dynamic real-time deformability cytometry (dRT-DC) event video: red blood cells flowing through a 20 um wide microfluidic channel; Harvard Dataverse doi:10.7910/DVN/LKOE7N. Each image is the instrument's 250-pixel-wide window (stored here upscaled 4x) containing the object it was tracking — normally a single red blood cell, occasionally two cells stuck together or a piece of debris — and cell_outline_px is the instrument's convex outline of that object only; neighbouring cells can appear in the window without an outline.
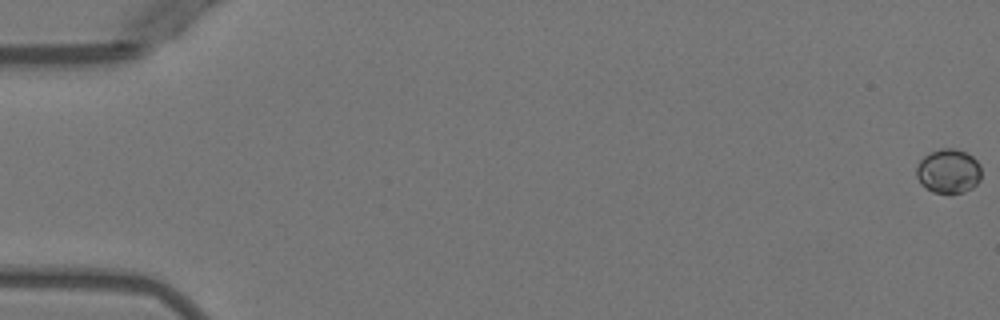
{"species": "Egyptian fruit bat (a non-hibernating species)", "species_latin": "Rousettus aegyptiacus", "temperature_condition": "warm", "stored_images_in_passage": 6, "camera_frame_rate_fps": 3000, "um_per_image_px": 0.085, "animal": {"sex": "female"}, "frame": {"image": 1, "passage_image": 1, "time_ms": 0.0, "image_size_px": [1000, 320], "cell_outline_px": [[980, 180], [972, 188], [964, 192], [932, 192], [920, 184], [916, 176], [916, 168], [920, 160], [924, 156], [940, 148], [952, 148], [964, 152], [972, 156], [980, 164]], "centroid_in_image_um": [80.6, 14.54], "position_along_channel_um": 4.4, "area_um2": 16.65}}
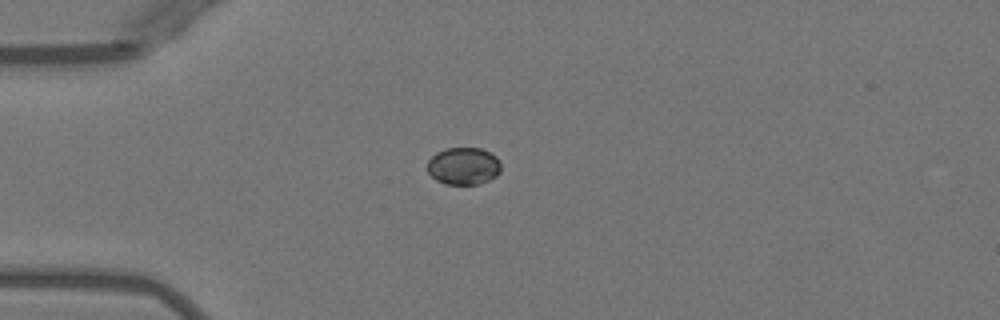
{"frame": {"image": 2, "passage_image": 5, "time_ms": 4.667, "image_size_px": [1000, 320], "cell_outline_px": [[500, 172], [496, 176], [480, 184], [444, 184], [436, 180], [428, 172], [428, 160], [436, 152], [448, 148], [480, 148], [492, 152], [500, 160]], "centroid_in_image_um": [39.42, 14.11], "position_along_channel_um": 45.6, "area_um2": 16.13}}
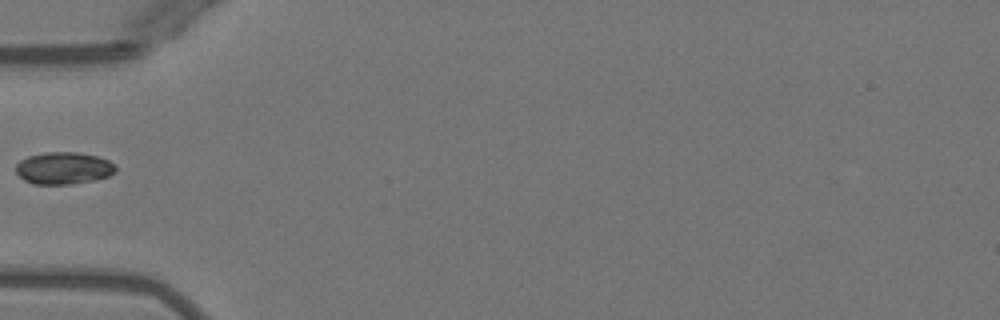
{"frame": {"image": 3, "passage_image": 6, "time_ms": 6.0, "image_size_px": [1000, 320], "cell_outline_px": [[116, 172], [108, 176], [96, 180], [72, 184], [32, 184], [24, 180], [16, 172], [16, 164], [20, 160], [28, 156], [48, 152], [80, 152], [96, 156], [108, 160], [116, 164]], "centroid_in_image_um": [5.42, 14.29], "position_along_channel_um": 79.6, "area_um2": 18.84}}